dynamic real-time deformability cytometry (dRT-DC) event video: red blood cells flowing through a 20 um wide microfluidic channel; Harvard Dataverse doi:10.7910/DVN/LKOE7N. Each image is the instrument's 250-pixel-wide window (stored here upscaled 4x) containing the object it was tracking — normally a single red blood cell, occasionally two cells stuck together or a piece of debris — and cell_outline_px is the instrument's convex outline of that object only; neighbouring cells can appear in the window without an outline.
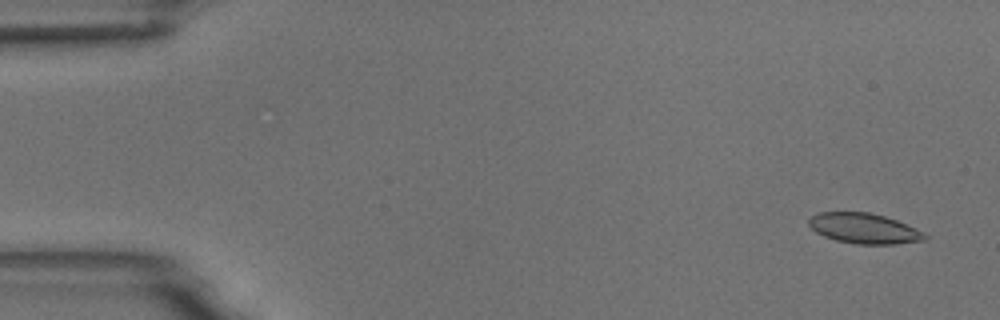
{"species": "common noctule bat (a hibernating species)", "species_latin": "Nyctalus noctula", "temperature_condition": "room temperature", "stored_images_in_passage": 9, "camera_frame_rate_fps": 3000, "um_per_image_px": 0.085, "animal": {"sex": "male", "body_mass_g": 18.8}, "frame": {"image": 1, "passage_image": 1, "time_ms": 0.0, "image_size_px": [1000, 320], "cell_outline_px": [[928, 240], [896, 244], [856, 244], [836, 240], [824, 236], [816, 232], [808, 224], [808, 220], [812, 216], [820, 212], [868, 212], [884, 216], [896, 220], [916, 228], [924, 232], [928, 236]], "centroid_in_image_um": [73.48, 19.42], "position_along_channel_um": 11.5, "area_um2": 20.52}}
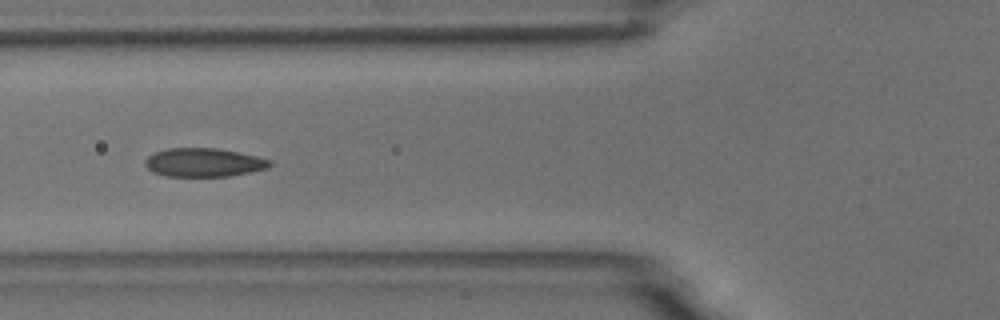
{"frame": {"image": 2, "passage_image": 6, "time_ms": 6.0, "image_size_px": [1000, 320], "cell_outline_px": [[272, 164], [268, 168], [252, 172], [228, 176], [164, 176], [152, 172], [144, 164], [144, 160], [148, 156], [156, 152], [168, 148], [216, 148], [256, 156], [272, 160]], "centroid_in_image_um": [17.31, 13.81], "position_along_channel_um": 108.5, "area_um2": 20.81}}
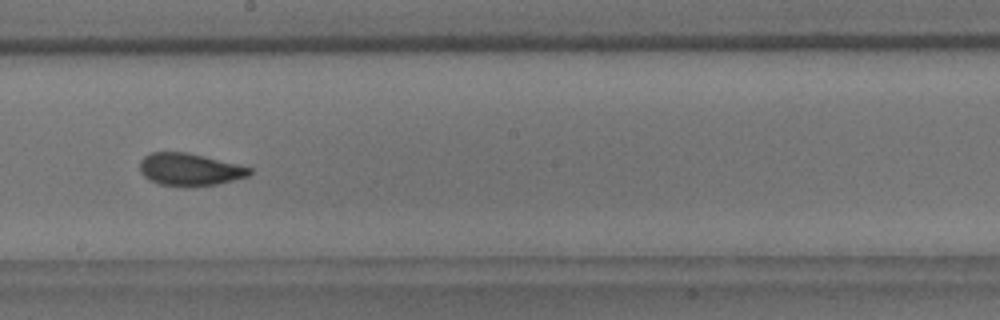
{"frame": {"image": 3, "passage_image": 9, "time_ms": 9.333, "image_size_px": [1000, 320], "cell_outline_px": [[252, 172], [248, 176], [216, 184], [160, 184], [144, 176], [140, 172], [140, 160], [144, 156], [152, 152], [188, 152], [252, 168]], "centroid_in_image_um": [16.11, 14.36], "position_along_channel_um": 232.1, "area_um2": 19.94}}